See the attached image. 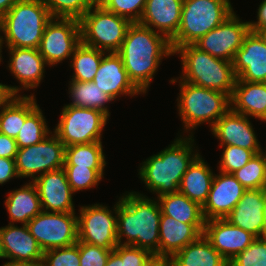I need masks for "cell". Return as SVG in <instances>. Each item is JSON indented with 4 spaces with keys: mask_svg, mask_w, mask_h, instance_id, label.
Instances as JSON below:
<instances>
[{
    "mask_svg": "<svg viewBox=\"0 0 266 266\" xmlns=\"http://www.w3.org/2000/svg\"><path fill=\"white\" fill-rule=\"evenodd\" d=\"M117 54L129 79L146 94L164 57L174 55L170 40L139 23H132Z\"/></svg>",
    "mask_w": 266,
    "mask_h": 266,
    "instance_id": "cell-1",
    "label": "cell"
},
{
    "mask_svg": "<svg viewBox=\"0 0 266 266\" xmlns=\"http://www.w3.org/2000/svg\"><path fill=\"white\" fill-rule=\"evenodd\" d=\"M161 209L158 200L131 191L117 201V240L159 256ZM126 237V241H122Z\"/></svg>",
    "mask_w": 266,
    "mask_h": 266,
    "instance_id": "cell-2",
    "label": "cell"
},
{
    "mask_svg": "<svg viewBox=\"0 0 266 266\" xmlns=\"http://www.w3.org/2000/svg\"><path fill=\"white\" fill-rule=\"evenodd\" d=\"M177 137L158 154H154L141 163L138 175L150 192L157 198L178 192L181 179L192 161L199 155L194 151V136ZM193 146V147H192Z\"/></svg>",
    "mask_w": 266,
    "mask_h": 266,
    "instance_id": "cell-3",
    "label": "cell"
},
{
    "mask_svg": "<svg viewBox=\"0 0 266 266\" xmlns=\"http://www.w3.org/2000/svg\"><path fill=\"white\" fill-rule=\"evenodd\" d=\"M51 19L42 0H18L0 19V63L4 42L6 47L38 49Z\"/></svg>",
    "mask_w": 266,
    "mask_h": 266,
    "instance_id": "cell-4",
    "label": "cell"
},
{
    "mask_svg": "<svg viewBox=\"0 0 266 266\" xmlns=\"http://www.w3.org/2000/svg\"><path fill=\"white\" fill-rule=\"evenodd\" d=\"M176 53L181 56L182 75L178 77L180 80L220 91L231 98L237 78L233 62L213 57L193 44L178 47L174 55Z\"/></svg>",
    "mask_w": 266,
    "mask_h": 266,
    "instance_id": "cell-5",
    "label": "cell"
},
{
    "mask_svg": "<svg viewBox=\"0 0 266 266\" xmlns=\"http://www.w3.org/2000/svg\"><path fill=\"white\" fill-rule=\"evenodd\" d=\"M177 80L180 85V93L176 100L178 114L186 132H191L204 123H209L211 128L231 108L230 97L227 94L196 86L179 78H172L170 83L174 84Z\"/></svg>",
    "mask_w": 266,
    "mask_h": 266,
    "instance_id": "cell-6",
    "label": "cell"
},
{
    "mask_svg": "<svg viewBox=\"0 0 266 266\" xmlns=\"http://www.w3.org/2000/svg\"><path fill=\"white\" fill-rule=\"evenodd\" d=\"M234 12L230 0H183L177 34L170 40L173 52L219 26Z\"/></svg>",
    "mask_w": 266,
    "mask_h": 266,
    "instance_id": "cell-7",
    "label": "cell"
},
{
    "mask_svg": "<svg viewBox=\"0 0 266 266\" xmlns=\"http://www.w3.org/2000/svg\"><path fill=\"white\" fill-rule=\"evenodd\" d=\"M81 42L107 53H117L132 24L97 2L79 19Z\"/></svg>",
    "mask_w": 266,
    "mask_h": 266,
    "instance_id": "cell-8",
    "label": "cell"
},
{
    "mask_svg": "<svg viewBox=\"0 0 266 266\" xmlns=\"http://www.w3.org/2000/svg\"><path fill=\"white\" fill-rule=\"evenodd\" d=\"M109 117L102 111L64 105L60 120L53 129L65 147L101 141Z\"/></svg>",
    "mask_w": 266,
    "mask_h": 266,
    "instance_id": "cell-9",
    "label": "cell"
},
{
    "mask_svg": "<svg viewBox=\"0 0 266 266\" xmlns=\"http://www.w3.org/2000/svg\"><path fill=\"white\" fill-rule=\"evenodd\" d=\"M50 135L35 145L18 148L15 164L19 178L30 177L33 182L36 177L46 172L63 168L65 145L54 132Z\"/></svg>",
    "mask_w": 266,
    "mask_h": 266,
    "instance_id": "cell-10",
    "label": "cell"
},
{
    "mask_svg": "<svg viewBox=\"0 0 266 266\" xmlns=\"http://www.w3.org/2000/svg\"><path fill=\"white\" fill-rule=\"evenodd\" d=\"M75 214L41 211L27 226L43 251L68 247L78 242V215Z\"/></svg>",
    "mask_w": 266,
    "mask_h": 266,
    "instance_id": "cell-11",
    "label": "cell"
},
{
    "mask_svg": "<svg viewBox=\"0 0 266 266\" xmlns=\"http://www.w3.org/2000/svg\"><path fill=\"white\" fill-rule=\"evenodd\" d=\"M78 211V241L114 250L118 245L117 203L113 212L99 203L82 206Z\"/></svg>",
    "mask_w": 266,
    "mask_h": 266,
    "instance_id": "cell-12",
    "label": "cell"
},
{
    "mask_svg": "<svg viewBox=\"0 0 266 266\" xmlns=\"http://www.w3.org/2000/svg\"><path fill=\"white\" fill-rule=\"evenodd\" d=\"M80 43L78 19L52 18L45 26L38 50L49 66H55L70 58Z\"/></svg>",
    "mask_w": 266,
    "mask_h": 266,
    "instance_id": "cell-13",
    "label": "cell"
},
{
    "mask_svg": "<svg viewBox=\"0 0 266 266\" xmlns=\"http://www.w3.org/2000/svg\"><path fill=\"white\" fill-rule=\"evenodd\" d=\"M250 27L233 12L219 26L209 31L193 43L199 50L213 57L233 62Z\"/></svg>",
    "mask_w": 266,
    "mask_h": 266,
    "instance_id": "cell-14",
    "label": "cell"
},
{
    "mask_svg": "<svg viewBox=\"0 0 266 266\" xmlns=\"http://www.w3.org/2000/svg\"><path fill=\"white\" fill-rule=\"evenodd\" d=\"M247 189L231 173L219 171L212 180L208 199L202 207L205 221L225 219Z\"/></svg>",
    "mask_w": 266,
    "mask_h": 266,
    "instance_id": "cell-15",
    "label": "cell"
},
{
    "mask_svg": "<svg viewBox=\"0 0 266 266\" xmlns=\"http://www.w3.org/2000/svg\"><path fill=\"white\" fill-rule=\"evenodd\" d=\"M234 74L247 82L266 83V41L260 33L249 31L233 60Z\"/></svg>",
    "mask_w": 266,
    "mask_h": 266,
    "instance_id": "cell-16",
    "label": "cell"
},
{
    "mask_svg": "<svg viewBox=\"0 0 266 266\" xmlns=\"http://www.w3.org/2000/svg\"><path fill=\"white\" fill-rule=\"evenodd\" d=\"M10 55L8 67L22 87L5 85L10 95H19V91L34 89L43 80L45 66L48 65L38 49L8 47Z\"/></svg>",
    "mask_w": 266,
    "mask_h": 266,
    "instance_id": "cell-17",
    "label": "cell"
},
{
    "mask_svg": "<svg viewBox=\"0 0 266 266\" xmlns=\"http://www.w3.org/2000/svg\"><path fill=\"white\" fill-rule=\"evenodd\" d=\"M35 184L42 211L45 212H75L73 194L63 168L46 172L33 181Z\"/></svg>",
    "mask_w": 266,
    "mask_h": 266,
    "instance_id": "cell-18",
    "label": "cell"
},
{
    "mask_svg": "<svg viewBox=\"0 0 266 266\" xmlns=\"http://www.w3.org/2000/svg\"><path fill=\"white\" fill-rule=\"evenodd\" d=\"M203 235L228 263L256 239L226 218L205 221Z\"/></svg>",
    "mask_w": 266,
    "mask_h": 266,
    "instance_id": "cell-19",
    "label": "cell"
},
{
    "mask_svg": "<svg viewBox=\"0 0 266 266\" xmlns=\"http://www.w3.org/2000/svg\"><path fill=\"white\" fill-rule=\"evenodd\" d=\"M248 116L234 112L231 108L220 117L210 131L220 141V145H234L262 152L254 128Z\"/></svg>",
    "mask_w": 266,
    "mask_h": 266,
    "instance_id": "cell-20",
    "label": "cell"
},
{
    "mask_svg": "<svg viewBox=\"0 0 266 266\" xmlns=\"http://www.w3.org/2000/svg\"><path fill=\"white\" fill-rule=\"evenodd\" d=\"M0 241L4 258L10 263H40L44 251L27 225L8 224L0 227Z\"/></svg>",
    "mask_w": 266,
    "mask_h": 266,
    "instance_id": "cell-21",
    "label": "cell"
},
{
    "mask_svg": "<svg viewBox=\"0 0 266 266\" xmlns=\"http://www.w3.org/2000/svg\"><path fill=\"white\" fill-rule=\"evenodd\" d=\"M93 82L113 100L121 95L135 96L142 93L129 79L117 53H107L102 57Z\"/></svg>",
    "mask_w": 266,
    "mask_h": 266,
    "instance_id": "cell-22",
    "label": "cell"
},
{
    "mask_svg": "<svg viewBox=\"0 0 266 266\" xmlns=\"http://www.w3.org/2000/svg\"><path fill=\"white\" fill-rule=\"evenodd\" d=\"M182 5L183 0H147L139 24L171 40L179 30Z\"/></svg>",
    "mask_w": 266,
    "mask_h": 266,
    "instance_id": "cell-23",
    "label": "cell"
},
{
    "mask_svg": "<svg viewBox=\"0 0 266 266\" xmlns=\"http://www.w3.org/2000/svg\"><path fill=\"white\" fill-rule=\"evenodd\" d=\"M265 189H247L226 219L234 226L262 238Z\"/></svg>",
    "mask_w": 266,
    "mask_h": 266,
    "instance_id": "cell-24",
    "label": "cell"
},
{
    "mask_svg": "<svg viewBox=\"0 0 266 266\" xmlns=\"http://www.w3.org/2000/svg\"><path fill=\"white\" fill-rule=\"evenodd\" d=\"M230 101L234 112L266 122V83L236 79Z\"/></svg>",
    "mask_w": 266,
    "mask_h": 266,
    "instance_id": "cell-25",
    "label": "cell"
},
{
    "mask_svg": "<svg viewBox=\"0 0 266 266\" xmlns=\"http://www.w3.org/2000/svg\"><path fill=\"white\" fill-rule=\"evenodd\" d=\"M202 234L192 225L161 213L159 225V256L173 257Z\"/></svg>",
    "mask_w": 266,
    "mask_h": 266,
    "instance_id": "cell-26",
    "label": "cell"
},
{
    "mask_svg": "<svg viewBox=\"0 0 266 266\" xmlns=\"http://www.w3.org/2000/svg\"><path fill=\"white\" fill-rule=\"evenodd\" d=\"M214 175L208 163L199 154L183 175L178 192L203 207L208 199Z\"/></svg>",
    "mask_w": 266,
    "mask_h": 266,
    "instance_id": "cell-27",
    "label": "cell"
},
{
    "mask_svg": "<svg viewBox=\"0 0 266 266\" xmlns=\"http://www.w3.org/2000/svg\"><path fill=\"white\" fill-rule=\"evenodd\" d=\"M8 194L5 206L7 213H9V224L17 222L27 225L42 211L38 190L32 181L25 183L19 189H13Z\"/></svg>",
    "mask_w": 266,
    "mask_h": 266,
    "instance_id": "cell-28",
    "label": "cell"
},
{
    "mask_svg": "<svg viewBox=\"0 0 266 266\" xmlns=\"http://www.w3.org/2000/svg\"><path fill=\"white\" fill-rule=\"evenodd\" d=\"M157 200L162 214L192 224L203 235L205 219L198 203L179 192L162 195Z\"/></svg>",
    "mask_w": 266,
    "mask_h": 266,
    "instance_id": "cell-29",
    "label": "cell"
},
{
    "mask_svg": "<svg viewBox=\"0 0 266 266\" xmlns=\"http://www.w3.org/2000/svg\"><path fill=\"white\" fill-rule=\"evenodd\" d=\"M38 106L34 94L11 95L0 108V133L16 138L25 119Z\"/></svg>",
    "mask_w": 266,
    "mask_h": 266,
    "instance_id": "cell-30",
    "label": "cell"
},
{
    "mask_svg": "<svg viewBox=\"0 0 266 266\" xmlns=\"http://www.w3.org/2000/svg\"><path fill=\"white\" fill-rule=\"evenodd\" d=\"M173 266H228V262L201 235L172 257Z\"/></svg>",
    "mask_w": 266,
    "mask_h": 266,
    "instance_id": "cell-31",
    "label": "cell"
},
{
    "mask_svg": "<svg viewBox=\"0 0 266 266\" xmlns=\"http://www.w3.org/2000/svg\"><path fill=\"white\" fill-rule=\"evenodd\" d=\"M69 94L72 102L70 106L96 109L110 117L109 109L106 103L113 99L103 92L93 81H69Z\"/></svg>",
    "mask_w": 266,
    "mask_h": 266,
    "instance_id": "cell-32",
    "label": "cell"
},
{
    "mask_svg": "<svg viewBox=\"0 0 266 266\" xmlns=\"http://www.w3.org/2000/svg\"><path fill=\"white\" fill-rule=\"evenodd\" d=\"M106 54L81 42L71 57L70 67L74 70L71 81H93L102 57Z\"/></svg>",
    "mask_w": 266,
    "mask_h": 266,
    "instance_id": "cell-33",
    "label": "cell"
},
{
    "mask_svg": "<svg viewBox=\"0 0 266 266\" xmlns=\"http://www.w3.org/2000/svg\"><path fill=\"white\" fill-rule=\"evenodd\" d=\"M103 153L102 142L89 144H74L65 147L64 165H77V167L105 168L106 159Z\"/></svg>",
    "mask_w": 266,
    "mask_h": 266,
    "instance_id": "cell-34",
    "label": "cell"
},
{
    "mask_svg": "<svg viewBox=\"0 0 266 266\" xmlns=\"http://www.w3.org/2000/svg\"><path fill=\"white\" fill-rule=\"evenodd\" d=\"M46 119L38 106L26 119L15 138L18 148H25L41 142L50 135Z\"/></svg>",
    "mask_w": 266,
    "mask_h": 266,
    "instance_id": "cell-35",
    "label": "cell"
},
{
    "mask_svg": "<svg viewBox=\"0 0 266 266\" xmlns=\"http://www.w3.org/2000/svg\"><path fill=\"white\" fill-rule=\"evenodd\" d=\"M246 189H264L266 185V151L255 154L245 166L233 173Z\"/></svg>",
    "mask_w": 266,
    "mask_h": 266,
    "instance_id": "cell-36",
    "label": "cell"
},
{
    "mask_svg": "<svg viewBox=\"0 0 266 266\" xmlns=\"http://www.w3.org/2000/svg\"><path fill=\"white\" fill-rule=\"evenodd\" d=\"M67 180L74 193L95 187L104 175V168L77 167L64 165Z\"/></svg>",
    "mask_w": 266,
    "mask_h": 266,
    "instance_id": "cell-37",
    "label": "cell"
},
{
    "mask_svg": "<svg viewBox=\"0 0 266 266\" xmlns=\"http://www.w3.org/2000/svg\"><path fill=\"white\" fill-rule=\"evenodd\" d=\"M52 18L80 19L97 0H42Z\"/></svg>",
    "mask_w": 266,
    "mask_h": 266,
    "instance_id": "cell-38",
    "label": "cell"
},
{
    "mask_svg": "<svg viewBox=\"0 0 266 266\" xmlns=\"http://www.w3.org/2000/svg\"><path fill=\"white\" fill-rule=\"evenodd\" d=\"M147 0H97L104 9L128 19L131 23H139Z\"/></svg>",
    "mask_w": 266,
    "mask_h": 266,
    "instance_id": "cell-39",
    "label": "cell"
},
{
    "mask_svg": "<svg viewBox=\"0 0 266 266\" xmlns=\"http://www.w3.org/2000/svg\"><path fill=\"white\" fill-rule=\"evenodd\" d=\"M223 147L221 160L219 161V171L233 174L238 169L242 168L256 154L252 150L234 145H219Z\"/></svg>",
    "mask_w": 266,
    "mask_h": 266,
    "instance_id": "cell-40",
    "label": "cell"
},
{
    "mask_svg": "<svg viewBox=\"0 0 266 266\" xmlns=\"http://www.w3.org/2000/svg\"><path fill=\"white\" fill-rule=\"evenodd\" d=\"M228 266H266V238H256L244 251L238 253Z\"/></svg>",
    "mask_w": 266,
    "mask_h": 266,
    "instance_id": "cell-41",
    "label": "cell"
},
{
    "mask_svg": "<svg viewBox=\"0 0 266 266\" xmlns=\"http://www.w3.org/2000/svg\"><path fill=\"white\" fill-rule=\"evenodd\" d=\"M43 266H80L79 241L68 247L44 251Z\"/></svg>",
    "mask_w": 266,
    "mask_h": 266,
    "instance_id": "cell-42",
    "label": "cell"
},
{
    "mask_svg": "<svg viewBox=\"0 0 266 266\" xmlns=\"http://www.w3.org/2000/svg\"><path fill=\"white\" fill-rule=\"evenodd\" d=\"M119 254V266H144L152 254L145 249L131 245H117L114 249Z\"/></svg>",
    "mask_w": 266,
    "mask_h": 266,
    "instance_id": "cell-43",
    "label": "cell"
},
{
    "mask_svg": "<svg viewBox=\"0 0 266 266\" xmlns=\"http://www.w3.org/2000/svg\"><path fill=\"white\" fill-rule=\"evenodd\" d=\"M111 251L79 241L80 266H105Z\"/></svg>",
    "mask_w": 266,
    "mask_h": 266,
    "instance_id": "cell-44",
    "label": "cell"
},
{
    "mask_svg": "<svg viewBox=\"0 0 266 266\" xmlns=\"http://www.w3.org/2000/svg\"><path fill=\"white\" fill-rule=\"evenodd\" d=\"M14 177L19 178L15 159L0 157V184L3 185Z\"/></svg>",
    "mask_w": 266,
    "mask_h": 266,
    "instance_id": "cell-45",
    "label": "cell"
},
{
    "mask_svg": "<svg viewBox=\"0 0 266 266\" xmlns=\"http://www.w3.org/2000/svg\"><path fill=\"white\" fill-rule=\"evenodd\" d=\"M18 147L15 138L0 133V157L15 159Z\"/></svg>",
    "mask_w": 266,
    "mask_h": 266,
    "instance_id": "cell-46",
    "label": "cell"
},
{
    "mask_svg": "<svg viewBox=\"0 0 266 266\" xmlns=\"http://www.w3.org/2000/svg\"><path fill=\"white\" fill-rule=\"evenodd\" d=\"M257 10L258 21H248V23L250 31L260 33L263 29H266V2H261Z\"/></svg>",
    "mask_w": 266,
    "mask_h": 266,
    "instance_id": "cell-47",
    "label": "cell"
},
{
    "mask_svg": "<svg viewBox=\"0 0 266 266\" xmlns=\"http://www.w3.org/2000/svg\"><path fill=\"white\" fill-rule=\"evenodd\" d=\"M144 266H173L172 258L167 256L152 255Z\"/></svg>",
    "mask_w": 266,
    "mask_h": 266,
    "instance_id": "cell-48",
    "label": "cell"
},
{
    "mask_svg": "<svg viewBox=\"0 0 266 266\" xmlns=\"http://www.w3.org/2000/svg\"><path fill=\"white\" fill-rule=\"evenodd\" d=\"M18 0H0V19Z\"/></svg>",
    "mask_w": 266,
    "mask_h": 266,
    "instance_id": "cell-49",
    "label": "cell"
},
{
    "mask_svg": "<svg viewBox=\"0 0 266 266\" xmlns=\"http://www.w3.org/2000/svg\"><path fill=\"white\" fill-rule=\"evenodd\" d=\"M105 266H119V254L115 250L110 252Z\"/></svg>",
    "mask_w": 266,
    "mask_h": 266,
    "instance_id": "cell-50",
    "label": "cell"
},
{
    "mask_svg": "<svg viewBox=\"0 0 266 266\" xmlns=\"http://www.w3.org/2000/svg\"><path fill=\"white\" fill-rule=\"evenodd\" d=\"M6 84L0 83V108L2 104L11 96L7 89H6Z\"/></svg>",
    "mask_w": 266,
    "mask_h": 266,
    "instance_id": "cell-51",
    "label": "cell"
},
{
    "mask_svg": "<svg viewBox=\"0 0 266 266\" xmlns=\"http://www.w3.org/2000/svg\"><path fill=\"white\" fill-rule=\"evenodd\" d=\"M262 238H266V192L264 194V205H263Z\"/></svg>",
    "mask_w": 266,
    "mask_h": 266,
    "instance_id": "cell-52",
    "label": "cell"
},
{
    "mask_svg": "<svg viewBox=\"0 0 266 266\" xmlns=\"http://www.w3.org/2000/svg\"><path fill=\"white\" fill-rule=\"evenodd\" d=\"M2 266H43L42 262L40 263H10L5 262Z\"/></svg>",
    "mask_w": 266,
    "mask_h": 266,
    "instance_id": "cell-53",
    "label": "cell"
},
{
    "mask_svg": "<svg viewBox=\"0 0 266 266\" xmlns=\"http://www.w3.org/2000/svg\"><path fill=\"white\" fill-rule=\"evenodd\" d=\"M261 36L265 39L266 41V29H263L261 32H260Z\"/></svg>",
    "mask_w": 266,
    "mask_h": 266,
    "instance_id": "cell-54",
    "label": "cell"
},
{
    "mask_svg": "<svg viewBox=\"0 0 266 266\" xmlns=\"http://www.w3.org/2000/svg\"><path fill=\"white\" fill-rule=\"evenodd\" d=\"M0 258H4V254H3V251H2V245H1V241H0Z\"/></svg>",
    "mask_w": 266,
    "mask_h": 266,
    "instance_id": "cell-55",
    "label": "cell"
}]
</instances>
